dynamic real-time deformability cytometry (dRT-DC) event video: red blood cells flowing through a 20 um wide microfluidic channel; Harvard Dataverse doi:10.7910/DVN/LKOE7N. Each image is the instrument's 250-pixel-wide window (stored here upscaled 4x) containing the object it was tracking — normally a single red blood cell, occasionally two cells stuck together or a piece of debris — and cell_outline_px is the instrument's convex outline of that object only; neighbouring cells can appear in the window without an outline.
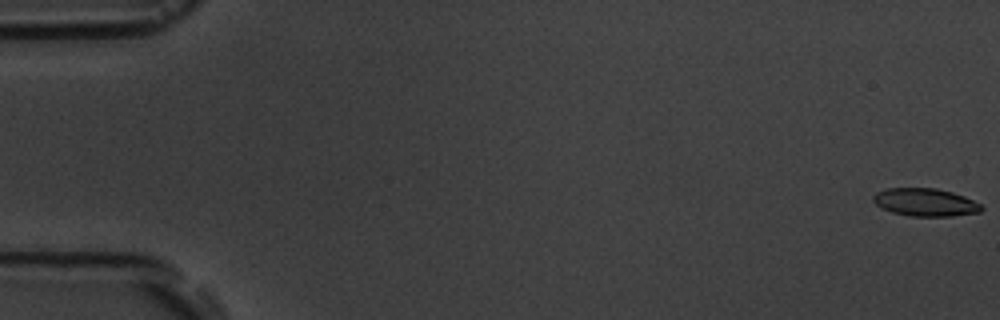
{"species": "common noctule bat (a hibernating species)", "species_latin": "Nyctalus noctula", "temperature_condition": "room temperature", "stored_images_in_passage": 4, "camera_frame_rate_fps": 3000, "um_per_image_px": 0.085, "animal": {"sex": "male", "body_mass_g": 19.5, "forearm_length_mm": 54.6}, "frame": {"image": 1, "passage_image": 1, "time_ms": 0.0, "image_size_px": [1000, 320], "cell_outline_px": [[984, 208], [980, 212], [952, 216], [912, 216], [892, 212], [880, 208], [872, 200], [872, 196], [876, 192], [888, 188], [936, 188], [952, 192], [964, 196], [980, 204]], "centroid_in_image_um": [78.63, 17.19], "position_along_channel_um": 6.4, "area_um2": 17.57}}
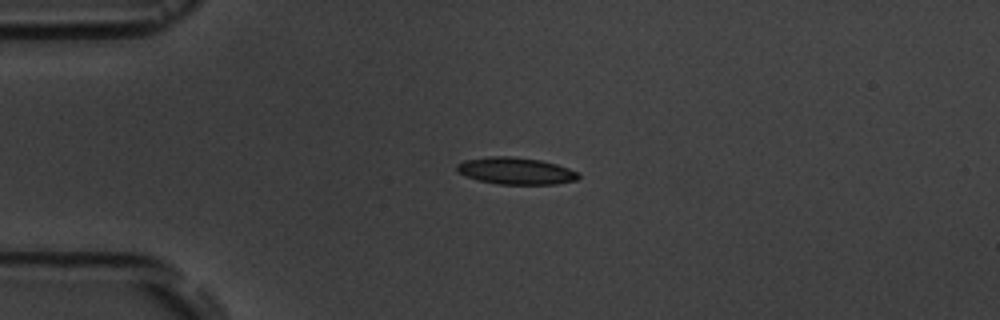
{"frame": {"image": 2, "passage_image": 4, "time_ms": 4.333, "image_size_px": [1000, 320], "cell_outline_px": [[580, 176], [576, 180], [556, 184], [500, 184], [480, 180], [456, 172], [456, 164], [464, 160], [492, 156], [512, 156], [540, 160], [556, 164], [568, 168], [576, 172]], "centroid_in_image_um": [43.82, 14.52], "position_along_channel_um": 41.2, "area_um2": 18.9}}